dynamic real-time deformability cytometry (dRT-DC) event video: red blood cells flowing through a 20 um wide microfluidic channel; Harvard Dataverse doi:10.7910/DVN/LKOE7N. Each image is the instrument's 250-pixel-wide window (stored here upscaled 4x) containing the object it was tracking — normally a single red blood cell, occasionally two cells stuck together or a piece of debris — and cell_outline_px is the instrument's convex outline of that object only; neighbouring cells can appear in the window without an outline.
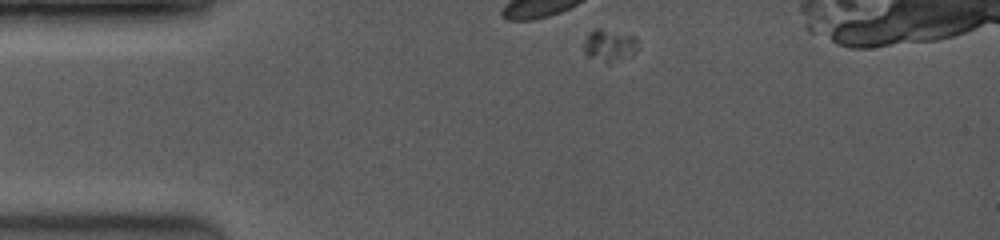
{"species": "common noctule bat (a hibernating species)", "species_latin": "Nyctalus noctula", "temperature_condition": "room temperature", "stored_images_in_passage": 5, "camera_frame_rate_fps": 3500, "um_per_image_px": 0.085, "animal": {"sex": "female", "body_mass_g": 19.0, "forearm_length_mm": 53.3}, "frame": {"image": 1, "passage_image": 1, "time_ms": 0.0, "image_size_px": [1000, 240], "cell_outline_px": [[640, 44], [636, 52], [608, 64], [588, 56], [584, 52], [584, 40], [596, 28], [600, 28], [636, 36]], "centroid_in_image_um": [51.84, 3.85], "position_along_channel_um": 33.2, "area_um2": 10.12}}
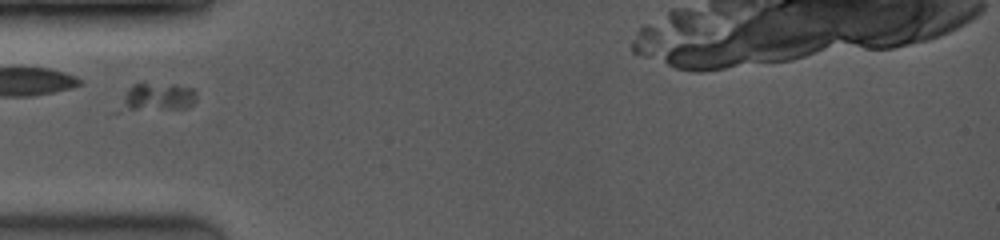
{"frame": {"image": 2, "passage_image": 3, "time_ms": 2.0, "image_size_px": [1000, 240], "cell_outline_px": [[196, 100], [188, 108], [120, 112], [112, 112], [128, 88], [132, 84], [176, 84], [192, 88], [196, 92]], "centroid_in_image_um": [13.25, 8.31], "position_along_channel_um": 71.8, "area_um2": 13.24}}
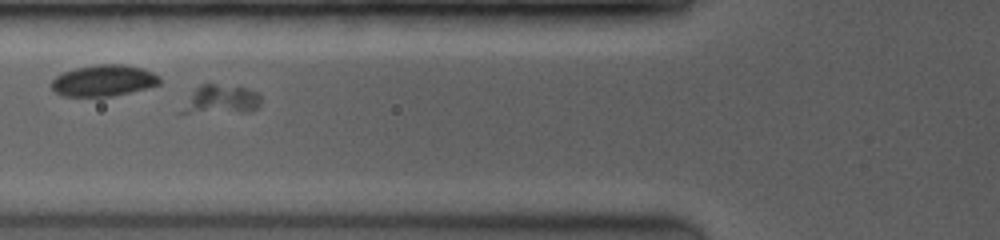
{"frame": {"image": 3, "passage_image": 4, "time_ms": 2.857, "image_size_px": [1000, 240], "cell_outline_px": [[260, 104], [252, 112], [180, 112], [192, 92], [200, 84], [212, 84], [244, 88], [260, 92]], "centroid_in_image_um": [18.85, 8.46], "position_along_channel_um": 106.9, "area_um2": 13.01}}